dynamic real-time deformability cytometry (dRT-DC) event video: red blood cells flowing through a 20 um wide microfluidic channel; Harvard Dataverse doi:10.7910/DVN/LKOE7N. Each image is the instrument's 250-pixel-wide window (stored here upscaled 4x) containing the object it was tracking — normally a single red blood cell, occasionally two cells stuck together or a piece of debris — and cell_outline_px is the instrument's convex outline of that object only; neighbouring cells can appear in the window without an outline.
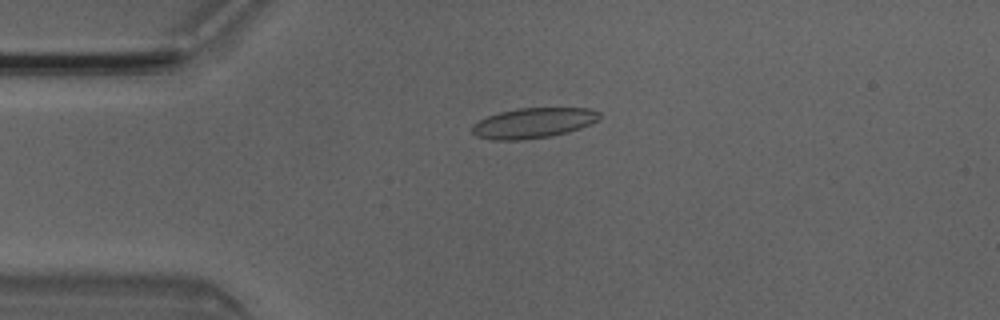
{"species": "Egyptian fruit bat (a non-hibernating species)", "species_latin": "Rousettus aegyptiacus", "temperature_condition": "room temperature", "stored_images_in_passage": 5, "camera_frame_rate_fps": 3000, "um_per_image_px": 0.085, "animal": {"sex": "male"}, "frame": {"image": 1, "passage_image": 4, "time_ms": 1.0, "image_size_px": [1000, 320], "cell_outline_px": [[600, 120], [580, 128], [568, 132], [552, 136], [524, 140], [492, 140], [476, 136], [472, 132], [472, 124], [488, 116], [500, 112], [516, 108], [588, 108], [600, 112]], "centroid_in_image_um": [45.34, 10.46], "position_along_channel_um": 39.7, "area_um2": 22.6}}